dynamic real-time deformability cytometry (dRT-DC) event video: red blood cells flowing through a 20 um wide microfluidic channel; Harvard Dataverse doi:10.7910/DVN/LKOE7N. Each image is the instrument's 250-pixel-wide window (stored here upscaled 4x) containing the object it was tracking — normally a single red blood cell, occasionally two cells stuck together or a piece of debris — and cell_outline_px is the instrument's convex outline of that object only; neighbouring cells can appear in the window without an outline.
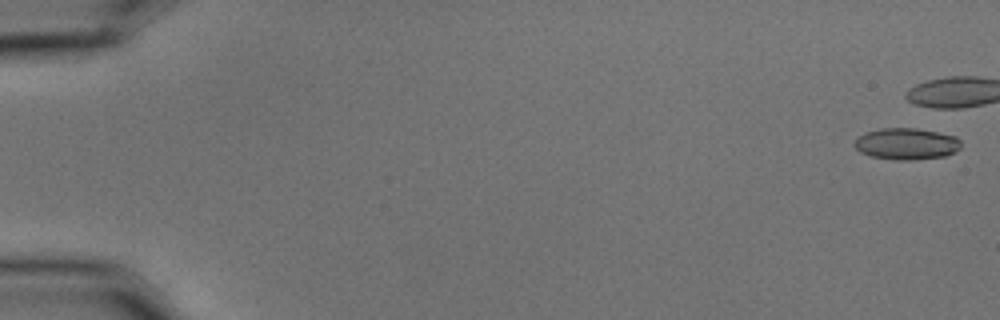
{"species": "common noctule bat (a hibernating species)", "species_latin": "Nyctalus noctula", "temperature_condition": "cold", "stored_images_in_passage": 11, "camera_frame_rate_fps": 3000, "um_per_image_px": 0.085, "animal": {"sex": "male", "body_mass_g": 15.6}, "frame": {"image": 1, "passage_image": 2, "time_ms": 0.333, "image_size_px": [1000, 320], "cell_outline_px": [[960, 148], [956, 152], [944, 156], [912, 160], [896, 160], [872, 156], [860, 152], [852, 144], [860, 136], [868, 132], [880, 128], [916, 128], [956, 136], [960, 140]], "centroid_in_image_um": [77.06, 12.23], "position_along_channel_um": 7.9, "area_um2": 19.48}}